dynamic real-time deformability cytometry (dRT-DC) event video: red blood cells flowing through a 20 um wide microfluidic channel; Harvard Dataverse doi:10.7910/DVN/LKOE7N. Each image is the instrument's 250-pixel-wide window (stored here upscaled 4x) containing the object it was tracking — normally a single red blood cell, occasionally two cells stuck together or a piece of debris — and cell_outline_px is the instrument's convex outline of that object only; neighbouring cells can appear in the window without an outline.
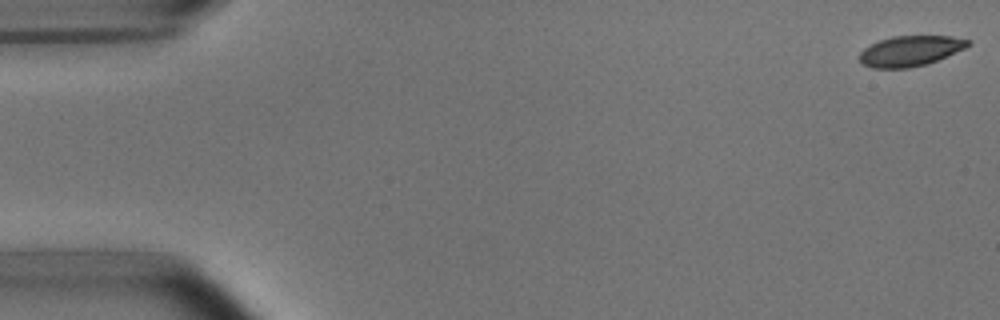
{"species": "common noctule bat (a hibernating species)", "species_latin": "Nyctalus noctula", "temperature_condition": "room temperature", "stored_images_in_passage": 15, "camera_frame_rate_fps": 3000, "um_per_image_px": 0.085, "animal": {"sex": "male", "body_mass_g": 15.6}, "frame": {"image": 1, "passage_image": 1, "time_ms": 0.0, "image_size_px": [1000, 320], "cell_outline_px": [[972, 44], [964, 48], [928, 64], [908, 68], [872, 68], [860, 64], [860, 52], [864, 48], [880, 40], [892, 36], [952, 36], [972, 40]], "centroid_in_image_um": [77.38, 4.33], "position_along_channel_um": 7.6, "area_um2": 19.25}}
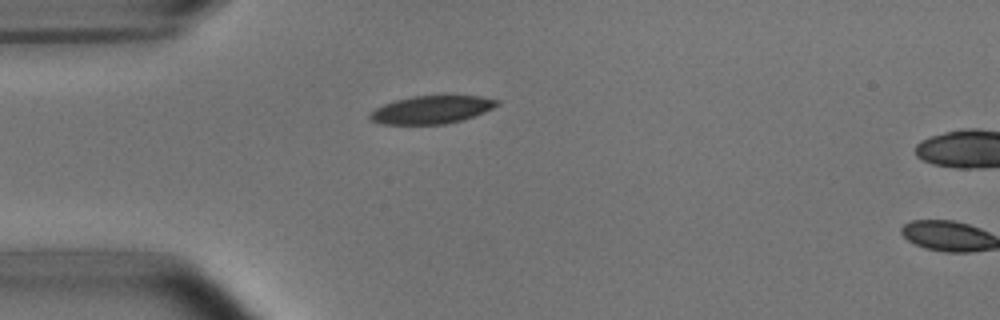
{"frame": {"image": 2, "passage_image": 14, "time_ms": 4.333, "image_size_px": [1000, 320], "cell_outline_px": [[500, 104], [484, 112], [464, 120], [444, 124], [384, 124], [372, 120], [368, 116], [368, 112], [384, 104], [396, 100], [412, 96], [480, 96], [500, 100]], "centroid_in_image_um": [36.7, 9.32], "position_along_channel_um": 48.3, "area_um2": 20.63}}